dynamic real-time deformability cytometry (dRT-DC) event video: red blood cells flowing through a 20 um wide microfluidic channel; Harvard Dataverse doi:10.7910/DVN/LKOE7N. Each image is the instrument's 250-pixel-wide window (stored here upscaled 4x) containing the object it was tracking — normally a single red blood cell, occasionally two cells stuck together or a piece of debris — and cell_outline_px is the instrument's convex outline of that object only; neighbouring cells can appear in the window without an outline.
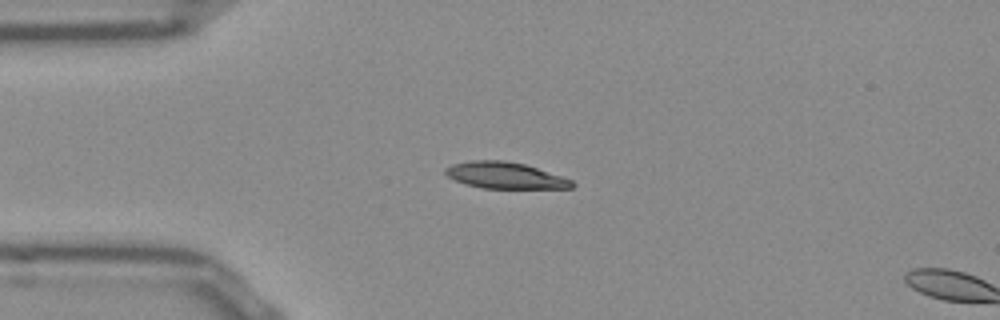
{"species": "Egyptian fruit bat (a non-hibernating species)", "species_latin": "Rousettus aegyptiacus", "temperature_condition": "room temperature", "stored_images_in_passage": 14, "camera_frame_rate_fps": 3000, "um_per_image_px": 0.085, "frame": {"image": 1, "passage_image": 12, "time_ms": 3.667, "image_size_px": [1000, 320], "cell_outline_px": [[576, 184], [572, 188], [484, 188], [464, 184], [448, 176], [444, 172], [444, 168], [452, 164], [472, 160], [504, 160], [524, 164], [572, 180]], "centroid_in_image_um": [42.9, 14.91], "position_along_channel_um": 42.1, "area_um2": 19.31}}